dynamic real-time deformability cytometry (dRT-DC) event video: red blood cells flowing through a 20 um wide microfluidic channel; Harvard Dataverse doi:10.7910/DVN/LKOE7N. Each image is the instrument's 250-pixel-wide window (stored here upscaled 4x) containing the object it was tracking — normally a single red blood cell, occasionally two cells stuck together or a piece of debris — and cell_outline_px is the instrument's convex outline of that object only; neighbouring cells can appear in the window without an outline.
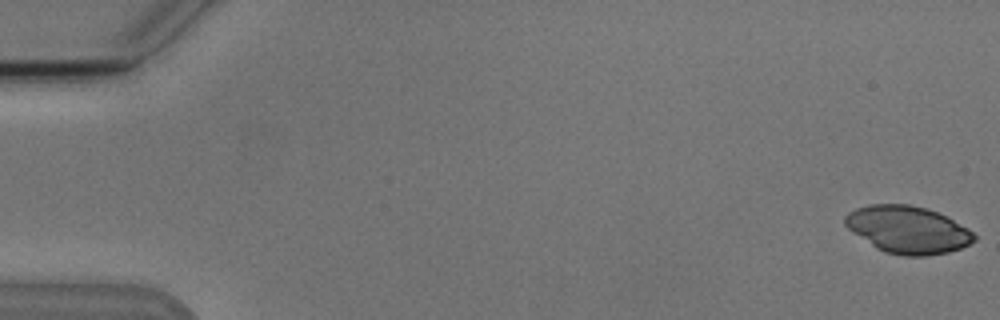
{"species": "Egyptian fruit bat (a non-hibernating species)", "species_latin": "Rousettus aegyptiacus", "temperature_condition": "cold", "stored_images_in_passage": 6, "camera_frame_rate_fps": 3000, "um_per_image_px": 0.085, "animal": {"sex": "male"}, "frame": {"image": 1, "passage_image": 1, "time_ms": 0.0, "image_size_px": [1000, 320], "cell_outline_px": [[976, 240], [960, 248], [948, 252], [928, 256], [904, 256], [884, 252], [876, 248], [848, 228], [844, 224], [844, 216], [848, 212], [856, 208], [868, 204], [908, 204], [924, 208], [936, 212], [952, 220], [972, 232], [976, 236]], "centroid_in_image_um": [77.12, 19.53], "position_along_channel_um": 7.9, "area_um2": 35.26}}